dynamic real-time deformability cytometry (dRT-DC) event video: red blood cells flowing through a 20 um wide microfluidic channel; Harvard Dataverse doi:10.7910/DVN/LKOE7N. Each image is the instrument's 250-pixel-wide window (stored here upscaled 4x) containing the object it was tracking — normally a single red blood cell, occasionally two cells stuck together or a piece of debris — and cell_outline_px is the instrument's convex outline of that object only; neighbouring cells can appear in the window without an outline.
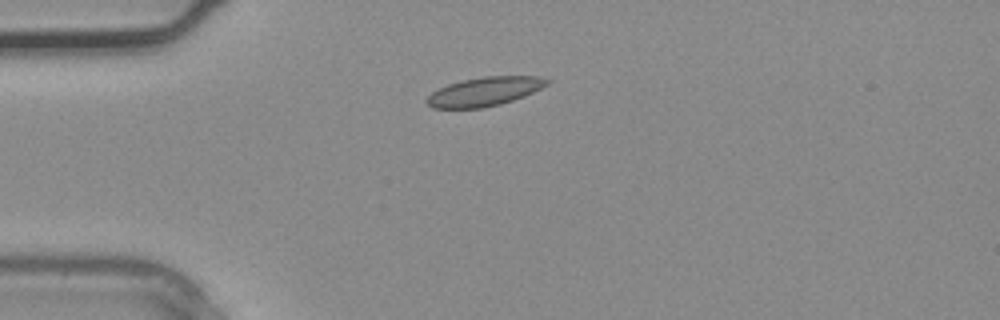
{"species": "common noctule bat (a hibernating species)", "species_latin": "Nyctalus noctula", "temperature_condition": "warm", "stored_images_in_passage": 1, "camera_frame_rate_fps": 3000, "um_per_image_px": 0.085, "animal": {"sex": "male", "body_mass_g": 20.4}, "frame": {"image": 1, "passage_image": 1, "time_ms": 0.0, "image_size_px": [1000, 320], "cell_outline_px": [[552, 80], [548, 84], [524, 96], [500, 104], [484, 108], [432, 108], [424, 100], [432, 92], [448, 84], [464, 80], [484, 76], [540, 76]], "centroid_in_image_um": [41.19, 7.78], "position_along_channel_um": 43.8, "area_um2": 20.17}}